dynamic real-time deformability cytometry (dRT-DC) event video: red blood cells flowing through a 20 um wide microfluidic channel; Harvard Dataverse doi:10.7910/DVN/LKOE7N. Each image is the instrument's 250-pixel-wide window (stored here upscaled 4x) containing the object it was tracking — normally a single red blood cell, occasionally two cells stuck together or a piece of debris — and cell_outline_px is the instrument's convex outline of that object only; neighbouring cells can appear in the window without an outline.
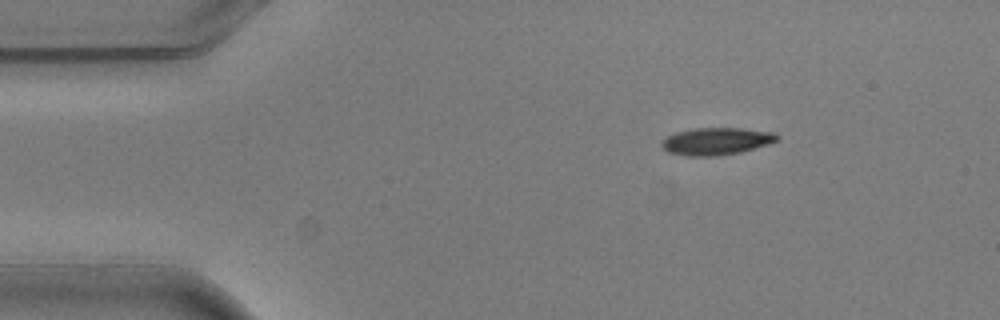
{"species": "common noctule bat (a hibernating species)", "species_latin": "Nyctalus noctula", "temperature_condition": "warm", "stored_images_in_passage": 4, "segment_of_instrument_passage": [1, 2], "camera_frame_rate_fps": 3000, "um_per_image_px": 0.085, "animal": {"sex": "male", "body_mass_g": 20.5, "forearm_length_mm": 52.5}, "frame": {"image": 1, "passage_image": 1, "time_ms": 0.0, "image_size_px": [1000, 320], "cell_outline_px": [[780, 140], [768, 144], [740, 152], [716, 156], [688, 156], [668, 152], [660, 144], [668, 136], [676, 132], [696, 128], [740, 128], [776, 132], [780, 136]], "centroid_in_image_um": [60.94, 12.0], "position_along_channel_um": 24.1, "area_um2": 18.32}}